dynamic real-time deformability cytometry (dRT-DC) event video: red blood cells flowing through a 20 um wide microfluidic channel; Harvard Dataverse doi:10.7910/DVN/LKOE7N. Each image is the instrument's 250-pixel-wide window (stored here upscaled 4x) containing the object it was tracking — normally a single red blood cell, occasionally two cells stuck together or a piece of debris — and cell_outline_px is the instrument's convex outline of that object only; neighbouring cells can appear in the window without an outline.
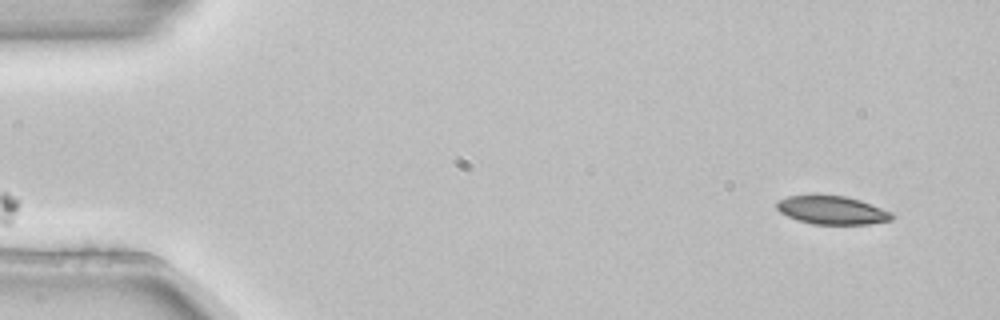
{"species": "common noctule bat (a hibernating species)", "species_latin": "Nyctalus noctula", "temperature_condition": "room temperature", "stored_images_in_passage": 2, "camera_frame_rate_fps": 3000, "um_per_image_px": 0.085, "animal": {"sex": "female", "body_mass_g": 22.7, "forearm_length_mm": 54.2}, "frame": {"image": 1, "passage_image": 2, "time_ms": 0.333, "image_size_px": [1000, 320], "cell_outline_px": [[896, 216], [892, 220], [868, 224], [812, 224], [788, 216], [780, 212], [776, 208], [776, 204], [780, 200], [788, 196], [844, 196], [860, 200], [892, 212]], "centroid_in_image_um": [70.77, 17.88], "position_along_channel_um": 14.2, "area_um2": 18.73}}